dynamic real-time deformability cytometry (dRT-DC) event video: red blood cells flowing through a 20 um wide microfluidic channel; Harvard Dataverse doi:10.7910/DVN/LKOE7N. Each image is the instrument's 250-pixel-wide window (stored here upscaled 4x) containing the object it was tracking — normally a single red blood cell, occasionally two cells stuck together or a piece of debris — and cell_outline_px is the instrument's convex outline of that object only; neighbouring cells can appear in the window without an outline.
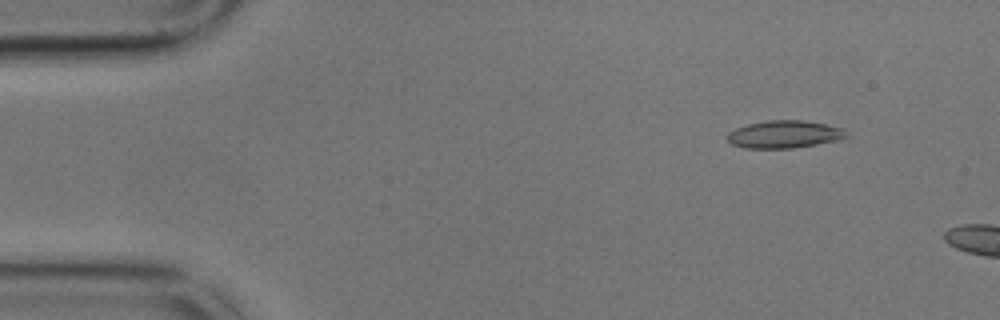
{"species": "common noctule bat (a hibernating species)", "species_latin": "Nyctalus noctula", "temperature_condition": "cold", "stored_images_in_passage": 11, "camera_frame_rate_fps": 3000, "um_per_image_px": 0.085, "animal": {"sex": "male", "body_mass_g": 17.9}, "frame": {"image": 1, "passage_image": 7, "time_ms": 2.0, "image_size_px": [1000, 320], "cell_outline_px": [[848, 136], [840, 140], [792, 148], [744, 148], [732, 144], [728, 140], [728, 132], [736, 128], [748, 124], [768, 120], [804, 120], [844, 128], [848, 132]], "centroid_in_image_um": [66.7, 11.41], "position_along_channel_um": 18.3, "area_um2": 19.13}}